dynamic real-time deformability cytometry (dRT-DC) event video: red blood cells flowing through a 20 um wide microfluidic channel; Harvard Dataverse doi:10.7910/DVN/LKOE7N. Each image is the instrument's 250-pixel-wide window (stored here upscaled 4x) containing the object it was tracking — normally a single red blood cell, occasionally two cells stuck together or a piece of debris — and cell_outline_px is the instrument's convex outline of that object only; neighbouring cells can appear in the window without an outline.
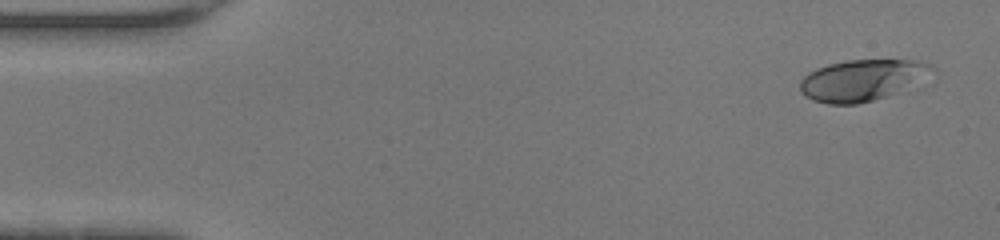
{"species": "human", "species_latin": "Homo sapiens", "temperature_condition": "warm", "stored_images_in_passage": 46, "camera_frame_rate_fps": 3000, "um_per_image_px": 0.085, "donor": {"sex": "female"}, "frame": {"image": 1, "passage_image": 2, "time_ms": 0.333, "image_size_px": [1000, 240], "cell_outline_px": [[932, 64], [884, 96], [872, 100], [856, 104], [828, 104], [812, 100], [804, 96], [800, 92], [800, 80], [808, 72], [816, 68], [828, 64], [848, 60], [916, 60]], "centroid_in_image_um": [72.91, 6.81], "position_along_channel_um": 12.1, "area_um2": 29.48}}
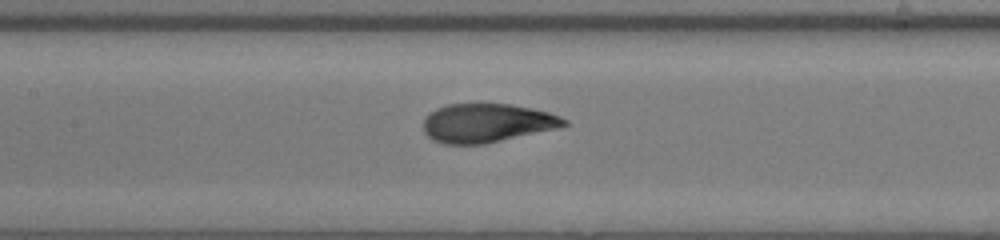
{"frame": {"image": 2, "passage_image": 21, "time_ms": 6.667, "image_size_px": [1000, 240], "cell_outline_px": [[568, 124], [556, 128], [484, 144], [444, 144], [432, 140], [424, 132], [424, 120], [428, 112], [444, 104], [508, 104], [532, 108], [548, 112], [560, 116], [568, 120]], "centroid_in_image_um": [41.34, 10.45], "position_along_channel_um": 166.1, "area_um2": 31.73}}
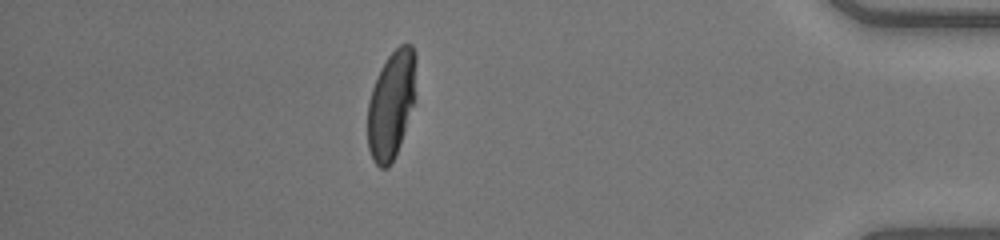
{"frame": {"image": 3, "passage_image": 40, "time_ms": 13.0, "image_size_px": [1000, 240], "cell_outline_px": [[416, 60], [412, 104], [404, 132], [400, 144], [388, 168], [380, 168], [372, 160], [368, 148], [368, 100], [372, 88], [380, 68], [388, 56], [400, 44], [412, 44], [416, 52]], "centroid_in_image_um": [33.23, 8.87], "position_along_channel_um": 402.0, "area_um2": 30.0}, "authors_computed_cell_mechanics": {"area_um2": 31.0097, "velocity_mm_per_s": 4.4614, "shape_relaxation_time_tau1_ms": 4.1394, "shape_relaxation_time_tau2_ms": null, "deformation_change_tau1": 0.244, "deformation_change_tau2": null}}